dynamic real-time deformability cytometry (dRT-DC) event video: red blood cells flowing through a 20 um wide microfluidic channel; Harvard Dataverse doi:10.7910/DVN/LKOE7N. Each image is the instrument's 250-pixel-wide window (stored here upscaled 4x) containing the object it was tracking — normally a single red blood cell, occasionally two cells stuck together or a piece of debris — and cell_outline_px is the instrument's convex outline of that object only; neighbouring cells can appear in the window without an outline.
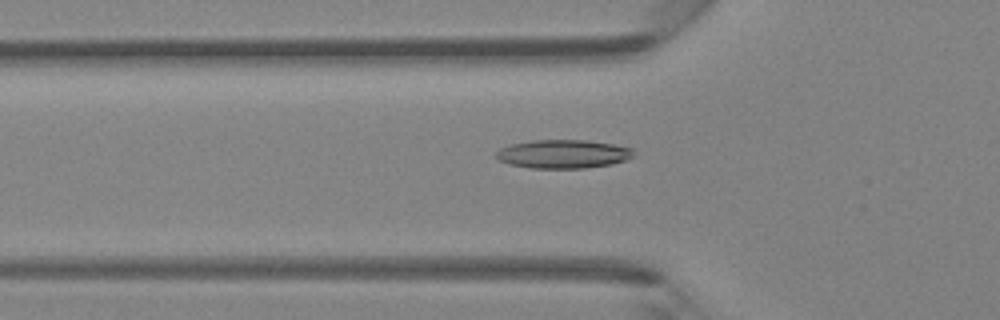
{"species": "Egyptian fruit bat (a non-hibernating species)", "species_latin": "Rousettus aegyptiacus", "temperature_condition": "room temperature", "stored_images_in_passage": 47, "camera_frame_rate_fps": 3000, "um_per_image_px": 0.085, "animal": {"sex": "female"}, "frame": {"image": 1, "passage_image": 16, "time_ms": 5.0, "image_size_px": [1000, 320], "cell_outline_px": [[636, 156], [612, 164], [584, 168], [532, 168], [508, 164], [500, 160], [496, 156], [496, 152], [500, 148], [508, 144], [532, 140], [588, 140], [612, 144], [632, 148]], "centroid_in_image_um": [47.86, 13.08], "position_along_channel_um": 77.9, "area_um2": 23.0}}
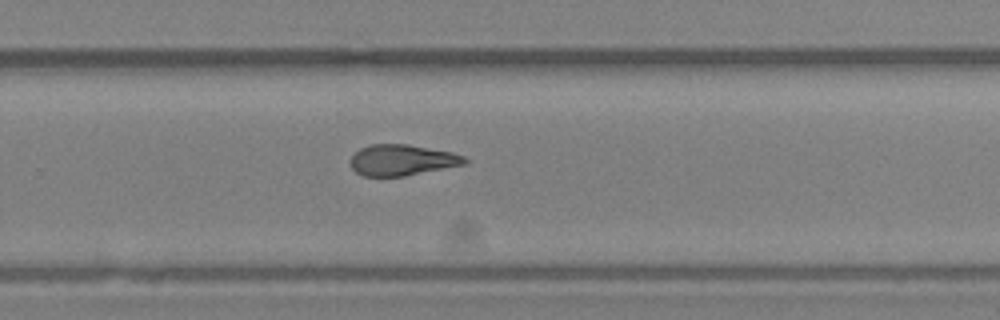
{"frame": {"image": 2, "passage_image": 31, "time_ms": 10.0, "image_size_px": [1000, 320], "cell_outline_px": [[468, 164], [404, 176], [364, 176], [356, 172], [352, 168], [348, 160], [360, 148], [368, 144], [408, 144], [452, 152], [464, 156], [468, 160]], "centroid_in_image_um": [34.18, 13.6], "position_along_channel_um": 295.6, "area_um2": 20.81}}
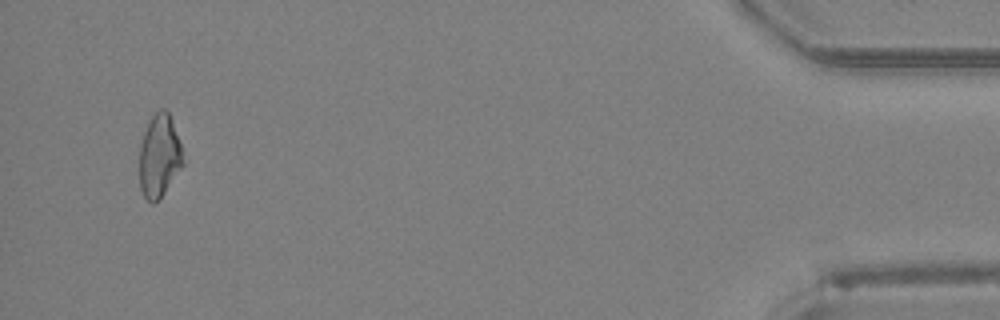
{"frame": {"image": 3, "passage_image": 45, "time_ms": 14.667, "image_size_px": [1000, 320], "cell_outline_px": [[184, 164], [160, 200], [152, 204], [144, 196], [140, 188], [140, 144], [148, 120], [160, 108], [164, 108], [168, 112], [180, 144]], "centroid_in_image_um": [13.53, 13.29], "position_along_channel_um": 421.7, "area_um2": 20.98}, "authors_computed_cell_mechanics": {"area_um2": 21.5594, "velocity_mm_per_s": 4.3569, "shape_relaxation_time_tau1_ms": null, "shape_relaxation_time_tau2_ms": 2.6203, "deformation_change_tau1": null, "deformation_change_tau2": 0.1127}}